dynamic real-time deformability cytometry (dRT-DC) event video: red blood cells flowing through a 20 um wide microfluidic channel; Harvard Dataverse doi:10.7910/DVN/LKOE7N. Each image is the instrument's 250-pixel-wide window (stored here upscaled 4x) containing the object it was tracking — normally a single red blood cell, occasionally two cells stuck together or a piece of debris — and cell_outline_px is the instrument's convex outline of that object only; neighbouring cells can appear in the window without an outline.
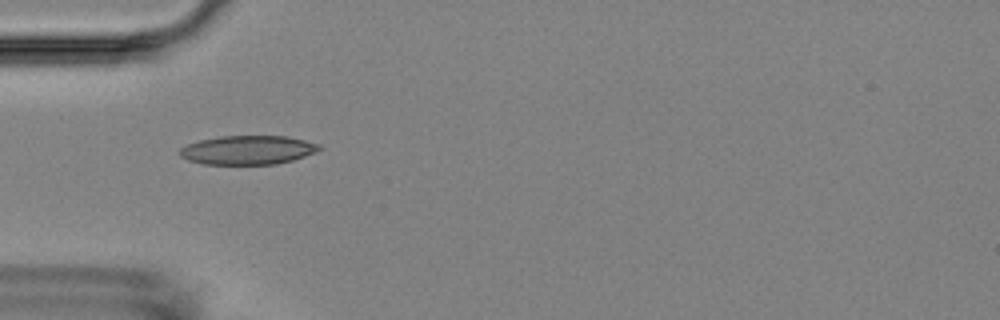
{"species": "Egyptian fruit bat (a non-hibernating species)", "species_latin": "Rousettus aegyptiacus", "temperature_condition": "room temperature", "stored_images_in_passage": 11, "camera_frame_rate_fps": 3000, "um_per_image_px": 0.085, "animal": {"sex": "female"}, "frame": {"image": 1, "passage_image": 1, "time_ms": 0.0, "image_size_px": [1000, 320], "cell_outline_px": [[320, 148], [316, 152], [292, 160], [276, 164], [204, 164], [188, 160], [180, 156], [180, 148], [188, 144], [200, 140], [220, 136], [288, 136], [320, 144]], "centroid_in_image_um": [21.06, 12.75], "position_along_channel_um": 63.9, "area_um2": 23.41}}
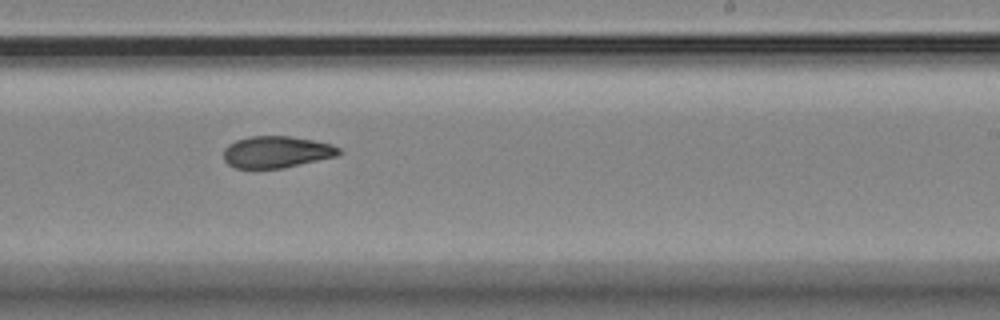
{"frame": {"image": 2, "passage_image": 6, "time_ms": 5.667, "image_size_px": [1000, 320], "cell_outline_px": [[340, 152], [336, 156], [284, 168], [236, 168], [228, 164], [224, 160], [224, 148], [228, 144], [236, 140], [248, 136], [288, 136], [312, 140], [332, 144], [340, 148]], "centroid_in_image_um": [23.48, 12.91], "position_along_channel_um": 265.5, "area_um2": 21.27}}
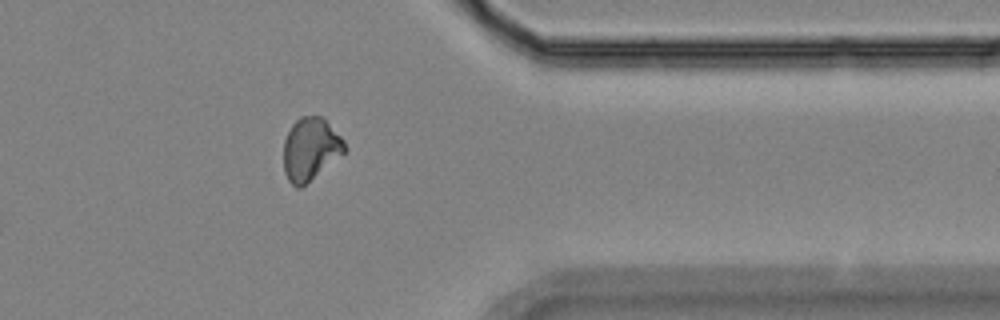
{"frame": {"image": 3, "passage_image": 9, "time_ms": 9.333, "image_size_px": [1000, 320], "cell_outline_px": [[344, 152], [300, 188], [296, 188], [288, 180], [284, 172], [284, 140], [292, 124], [300, 116], [320, 116], [344, 140]], "centroid_in_image_um": [26.34, 12.67], "position_along_channel_um": 385.1, "area_um2": 21.68}, "authors_computed_cell_mechanics": {"area_um2": 21.4438, "velocity_mm_per_s": 3.5684, "shape_relaxation_time_tau1_ms": null, "shape_relaxation_time_tau2_ms": 7.6421, "deformation_change_tau1": null, "deformation_change_tau2": 0.1307}}